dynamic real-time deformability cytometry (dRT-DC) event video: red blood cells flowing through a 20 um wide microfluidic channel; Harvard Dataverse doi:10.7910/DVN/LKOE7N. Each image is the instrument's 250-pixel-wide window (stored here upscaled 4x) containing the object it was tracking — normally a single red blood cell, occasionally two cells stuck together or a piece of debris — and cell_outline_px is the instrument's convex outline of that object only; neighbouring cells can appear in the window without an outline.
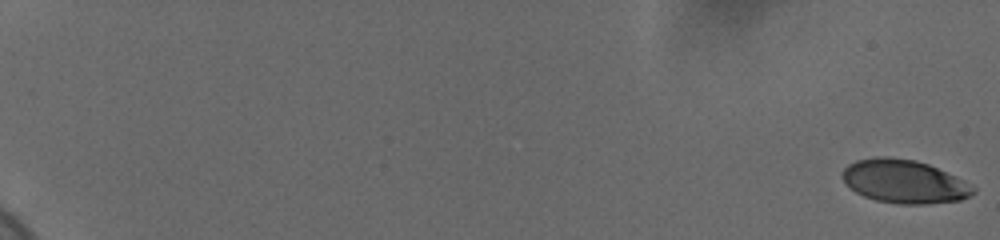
{"species": "human", "species_latin": "Homo sapiens", "temperature_condition": "cold", "stored_images_in_passage": 60, "camera_frame_rate_fps": 3000, "um_per_image_px": 0.085, "donor": {"sex": "female"}, "frame": {"image": 1, "passage_image": 1, "time_ms": 0.0, "image_size_px": [1000, 240], "cell_outline_px": [[976, 192], [972, 196], [960, 200], [924, 204], [900, 204], [876, 200], [864, 196], [856, 192], [840, 176], [840, 172], [848, 164], [856, 160], [876, 156], [888, 156], [916, 160], [928, 164], [956, 176], [964, 180], [976, 188]], "centroid_in_image_um": [76.87, 15.41], "position_along_channel_um": 8.1, "area_um2": 33.29}}
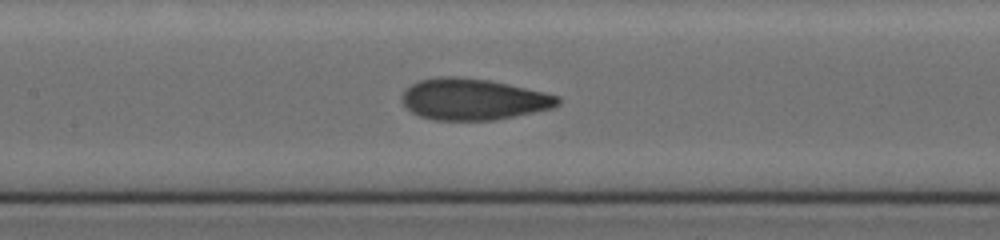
{"frame": {"image": 2, "passage_image": 33, "time_ms": 10.667, "image_size_px": [1000, 240], "cell_outline_px": [[560, 104], [552, 108], [496, 120], [432, 120], [420, 116], [412, 112], [404, 104], [404, 92], [412, 84], [420, 80], [440, 76], [456, 76], [488, 80], [508, 84], [544, 92], [560, 96]], "centroid_in_image_um": [40.26, 8.44], "position_along_channel_um": 167.1, "area_um2": 37.28}}
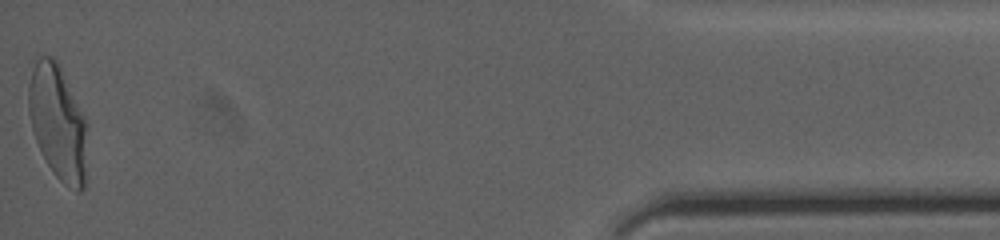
{"frame": {"image": 3, "passage_image": 60, "time_ms": 19.667, "image_size_px": [1000, 240], "cell_outline_px": [[88, 176], [84, 188], [80, 192], [76, 192], [64, 184], [52, 172], [36, 140], [32, 128], [28, 112], [28, 84], [32, 68], [36, 60], [40, 56], [52, 56], [56, 60], [88, 124]], "centroid_in_image_um": [4.97, 10.5], "position_along_channel_um": 430.2, "area_um2": 39.88}, "authors_computed_cell_mechanics": {"area_um2": 36.414, "velocity_mm_per_s": 3.6799, "shape_relaxation_time_tau1_ms": 5.2871, "shape_relaxation_time_tau2_ms": 0.7055, "deformation_change_tau1": 0.1849, "deformation_change_tau2": 0.0647}}